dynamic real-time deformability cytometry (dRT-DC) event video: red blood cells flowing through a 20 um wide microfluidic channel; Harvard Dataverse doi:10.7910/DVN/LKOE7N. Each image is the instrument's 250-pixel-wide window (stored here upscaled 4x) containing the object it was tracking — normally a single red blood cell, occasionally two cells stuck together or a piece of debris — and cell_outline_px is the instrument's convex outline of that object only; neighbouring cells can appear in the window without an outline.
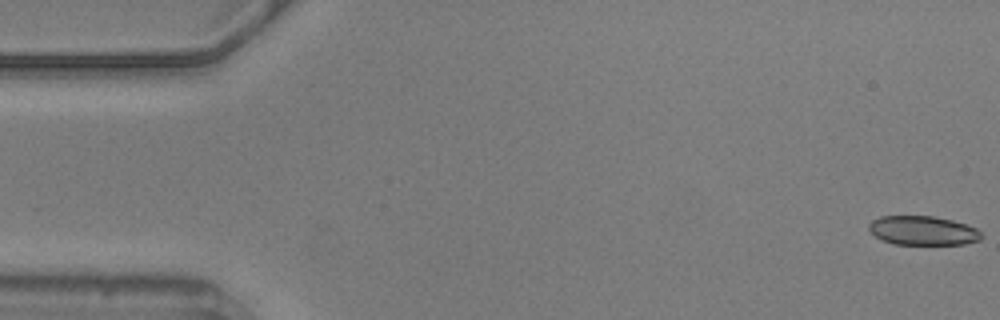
{"species": "common noctule bat (a hibernating species)", "species_latin": "Nyctalus noctula", "temperature_condition": "warm", "stored_images_in_passage": 56, "camera_frame_rate_fps": 3000, "um_per_image_px": 0.085, "animal": {"sex": "male", "body_mass_g": 20.5, "forearm_length_mm": 52.5}, "frame": {"image": 1, "passage_image": 1, "time_ms": 0.0, "image_size_px": [1000, 320], "cell_outline_px": [[984, 236], [980, 240], [964, 244], [892, 244], [876, 236], [868, 228], [868, 224], [872, 220], [880, 216], [932, 216], [952, 220], [976, 228]], "centroid_in_image_um": [78.45, 19.6], "position_along_channel_um": 6.6, "area_um2": 19.02}}
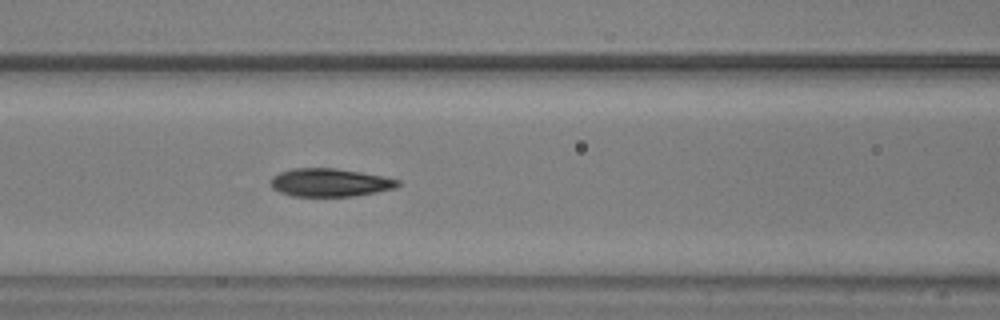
{"frame": {"image": 2, "passage_image": 23, "time_ms": 7.333, "image_size_px": [1000, 320], "cell_outline_px": [[400, 184], [396, 188], [376, 192], [352, 196], [292, 196], [280, 192], [272, 188], [272, 176], [280, 172], [292, 168], [336, 168], [384, 176], [400, 180]], "centroid_in_image_um": [28.06, 15.51], "position_along_channel_um": 138.5, "area_um2": 20.81}}
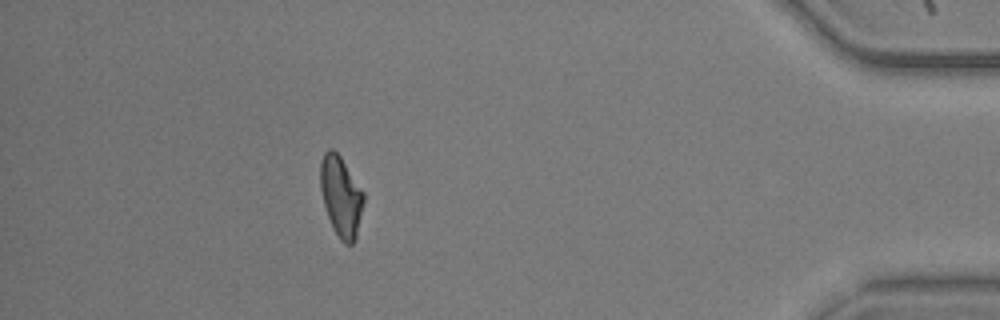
{"frame": {"image": 3, "passage_image": 50, "time_ms": 16.333, "image_size_px": [1000, 320], "cell_outline_px": [[364, 200], [356, 240], [352, 244], [344, 244], [340, 240], [328, 216], [324, 204], [320, 188], [320, 160], [324, 152], [328, 148], [332, 148], [340, 156], [364, 192]], "centroid_in_image_um": [28.98, 16.67], "position_along_channel_um": 406.2, "area_um2": 20.23}, "authors_computed_cell_mechanics": {"area_um2": 20.9814, "velocity_mm_per_s": 3.5879, "shape_relaxation_time_tau1_ms": null, "shape_relaxation_time_tau2_ms": 2.8621, "deformation_change_tau1": null, "deformation_change_tau2": 0.0989}}